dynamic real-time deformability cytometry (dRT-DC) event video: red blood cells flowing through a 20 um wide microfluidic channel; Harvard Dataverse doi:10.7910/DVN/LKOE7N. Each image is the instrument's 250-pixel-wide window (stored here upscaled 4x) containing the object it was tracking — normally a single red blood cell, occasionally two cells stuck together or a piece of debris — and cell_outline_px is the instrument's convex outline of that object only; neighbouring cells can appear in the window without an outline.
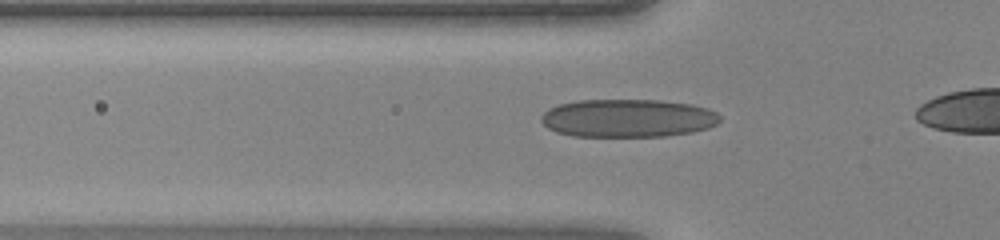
{"species": "human", "species_latin": "Homo sapiens", "temperature_condition": "warm", "stored_images_in_passage": 31, "camera_frame_rate_fps": 3000, "um_per_image_px": 0.085, "donor": {"sex": "female"}, "frame": {"image": 1, "passage_image": 9, "time_ms": 2.667, "image_size_px": [1000, 240], "cell_outline_px": [[720, 120], [716, 124], [708, 128], [692, 132], [664, 136], [572, 136], [556, 132], [548, 128], [540, 120], [540, 116], [548, 108], [560, 104], [580, 100], [660, 100], [692, 104], [708, 108], [716, 112], [720, 116]], "centroid_in_image_um": [53.36, 10.04], "position_along_channel_um": 72.4, "area_um2": 39.82}}
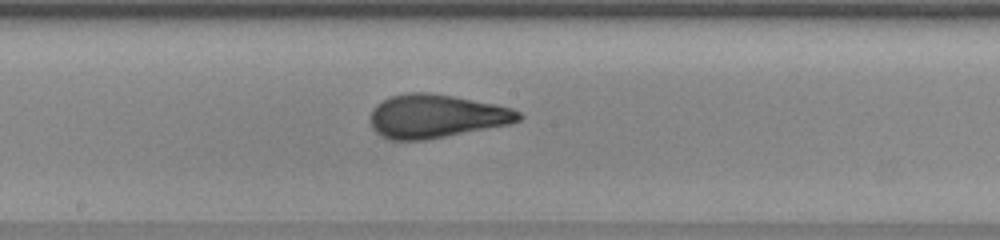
{"frame": {"image": 2, "passage_image": 18, "time_ms": 5.667, "image_size_px": [1000, 240], "cell_outline_px": [[524, 116], [520, 120], [508, 124], [424, 140], [392, 140], [376, 132], [372, 128], [372, 108], [376, 104], [392, 96], [404, 92], [428, 92], [452, 96], [496, 104], [512, 108], [520, 112]], "centroid_in_image_um": [37.08, 9.86], "position_along_channel_um": 211.1, "area_um2": 37.22}}
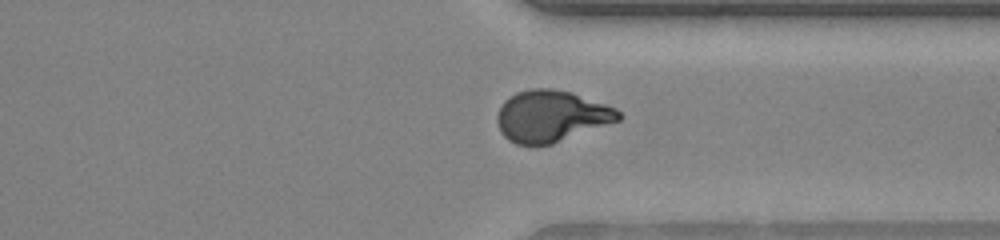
{"frame": {"image": 3, "passage_image": 28, "time_ms": 9.0, "image_size_px": [1000, 240], "cell_outline_px": [[624, 116], [620, 120], [552, 144], [516, 144], [508, 140], [500, 132], [496, 120], [496, 116], [504, 100], [516, 92], [532, 88], [552, 88], [572, 92], [616, 108]], "centroid_in_image_um": [46.85, 9.86], "position_along_channel_um": 364.5, "area_um2": 36.47}}